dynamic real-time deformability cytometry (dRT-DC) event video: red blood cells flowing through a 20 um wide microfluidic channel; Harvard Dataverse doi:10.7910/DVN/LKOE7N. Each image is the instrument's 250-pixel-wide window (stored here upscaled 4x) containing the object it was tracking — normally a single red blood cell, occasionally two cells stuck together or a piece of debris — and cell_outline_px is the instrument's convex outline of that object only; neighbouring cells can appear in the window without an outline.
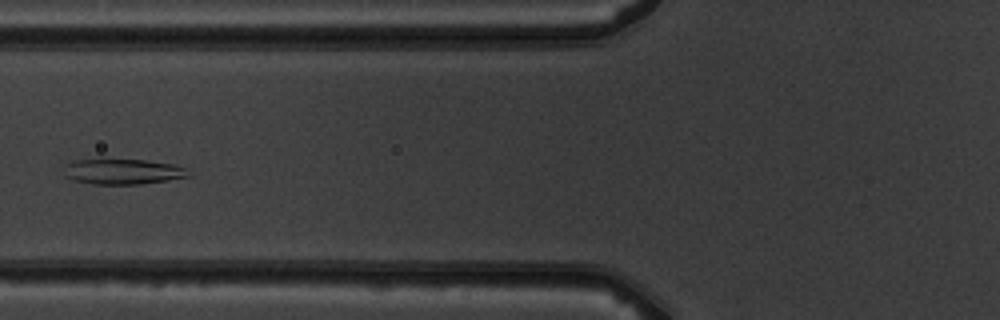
{"species": "common noctule bat (a hibernating species)", "species_latin": "Nyctalus noctula", "temperature_condition": "warm", "stored_images_in_passage": 7, "camera_frame_rate_fps": 3000, "um_per_image_px": 0.085, "animal": {"sex": "male", "body_mass_g": 19.5, "forearm_length_mm": 54.6}, "frame": {"image": 1, "passage_image": 6, "time_ms": 5.667, "image_size_px": [1000, 320], "cell_outline_px": [[192, 176], [168, 180], [140, 184], [96, 184], [76, 180], [64, 176], [64, 164], [76, 160], [100, 156], [104, 156], [144, 160], [172, 164], [184, 168]], "centroid_in_image_um": [10.36, 14.53], "position_along_channel_um": 115.4, "area_um2": 19.19}}